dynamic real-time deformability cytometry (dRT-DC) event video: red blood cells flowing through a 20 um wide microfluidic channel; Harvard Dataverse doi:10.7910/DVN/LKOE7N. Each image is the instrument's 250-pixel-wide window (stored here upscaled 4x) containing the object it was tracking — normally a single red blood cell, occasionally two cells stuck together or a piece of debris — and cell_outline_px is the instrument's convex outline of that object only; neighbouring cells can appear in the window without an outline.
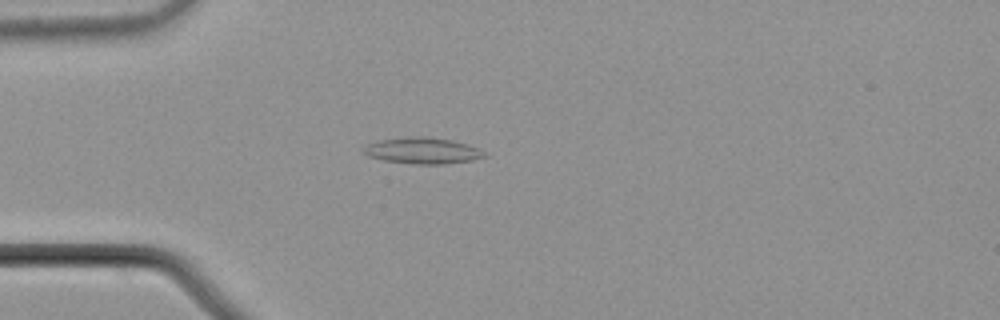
{"species": "common noctule bat (a hibernating species)", "species_latin": "Nyctalus noctula", "temperature_condition": "cold", "stored_images_in_passage": 55, "camera_frame_rate_fps": 3000, "um_per_image_px": 0.085, "animal": {"sex": "male", "body_mass_g": 21.5, "forearm_length_mm": 52.0}, "frame": {"image": 1, "passage_image": 15, "time_ms": 4.667, "image_size_px": [1000, 320], "cell_outline_px": [[488, 156], [472, 160], [444, 164], [416, 164], [384, 160], [368, 156], [360, 152], [360, 148], [368, 144], [380, 140], [412, 136], [428, 136], [452, 140], [476, 148], [484, 152]], "centroid_in_image_um": [35.86, 12.8], "position_along_channel_um": 49.1, "area_um2": 18.44}}
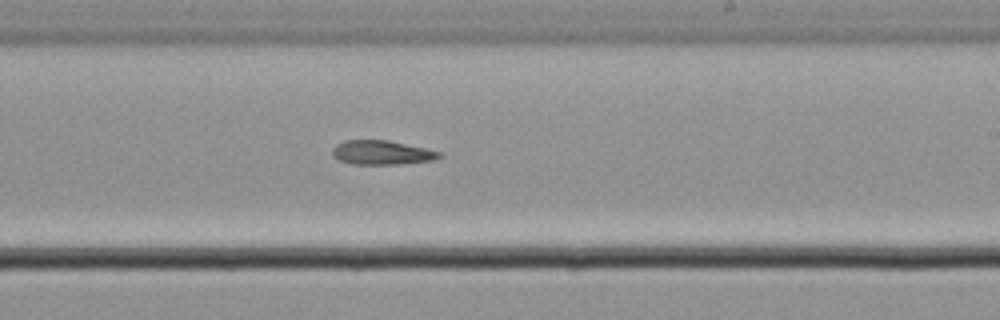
{"frame": {"image": 2, "passage_image": 33, "time_ms": 10.667, "image_size_px": [1000, 320], "cell_outline_px": [[444, 156], [436, 160], [400, 164], [352, 164], [340, 160], [332, 156], [332, 148], [336, 144], [344, 140], [388, 140], [424, 148], [440, 152]], "centroid_in_image_um": [32.45, 12.97], "position_along_channel_um": 256.5, "area_um2": 15.14}}
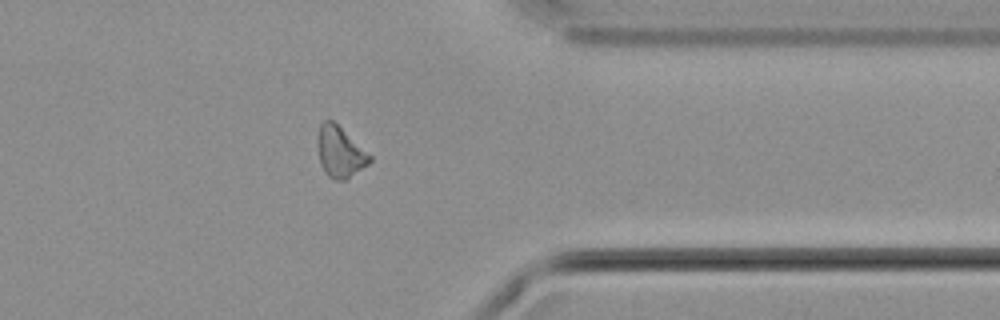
{"frame": {"image": 3, "passage_image": 44, "time_ms": 14.333, "image_size_px": [1000, 320], "cell_outline_px": [[372, 160], [368, 164], [344, 180], [336, 180], [328, 176], [324, 172], [320, 164], [316, 144], [316, 140], [320, 124], [324, 120], [332, 120], [372, 156]], "centroid_in_image_um": [28.86, 12.91], "position_along_channel_um": 382.5, "area_um2": 15.37}}